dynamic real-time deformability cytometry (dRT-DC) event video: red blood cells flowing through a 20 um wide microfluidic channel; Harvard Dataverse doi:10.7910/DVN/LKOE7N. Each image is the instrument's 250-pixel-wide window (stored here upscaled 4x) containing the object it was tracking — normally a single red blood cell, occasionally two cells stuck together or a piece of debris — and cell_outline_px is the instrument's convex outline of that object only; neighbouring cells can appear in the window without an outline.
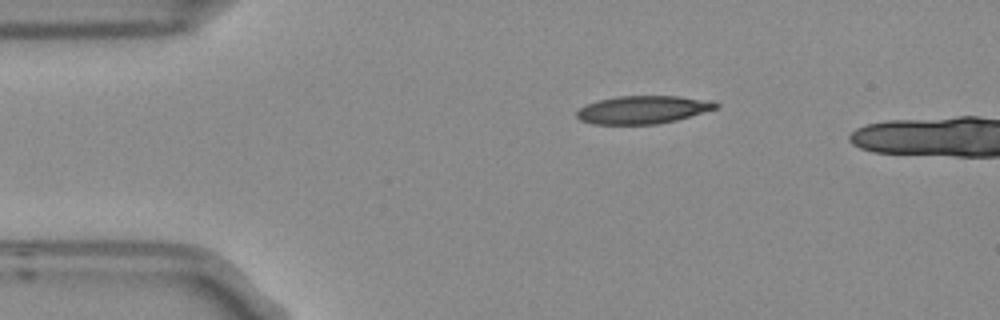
{"species": "Egyptian fruit bat (a non-hibernating species)", "species_latin": "Rousettus aegyptiacus", "temperature_condition": "room temperature", "stored_images_in_passage": 4, "camera_frame_rate_fps": 3000, "um_per_image_px": 0.085, "frame": {"image": 1, "passage_image": 4, "time_ms": 1.0, "image_size_px": [1000, 320], "cell_outline_px": [[720, 108], [676, 120], [656, 124], [592, 124], [580, 120], [576, 116], [576, 112], [580, 108], [596, 100], [616, 96], [680, 96], [720, 104]], "centroid_in_image_um": [54.61, 9.33], "position_along_channel_um": 30.4, "area_um2": 22.54}}